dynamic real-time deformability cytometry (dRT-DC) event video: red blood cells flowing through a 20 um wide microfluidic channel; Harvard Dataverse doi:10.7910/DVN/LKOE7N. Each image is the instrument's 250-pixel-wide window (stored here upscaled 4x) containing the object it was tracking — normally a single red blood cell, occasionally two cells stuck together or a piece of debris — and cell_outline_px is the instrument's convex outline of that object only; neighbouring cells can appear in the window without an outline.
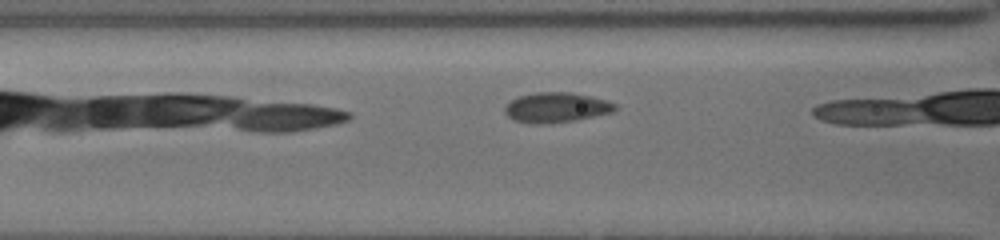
{"species": "common noctule bat (a hibernating species)", "species_latin": "Nyctalus noctula", "temperature_condition": "cold", "stored_images_in_passage": 7, "camera_frame_rate_fps": 3000, "um_per_image_px": 0.085, "animal": {"sex": "female", "body_mass_g": 19.5, "forearm_length_mm": 54.1}, "frame": {"image": 1, "passage_image": 5, "time_ms": 1.333, "image_size_px": [1000, 240], "cell_outline_px": [[616, 108], [612, 112], [576, 120], [532, 124], [516, 120], [508, 116], [504, 112], [504, 108], [512, 100], [520, 96], [532, 92], [572, 92], [592, 96], [616, 104]], "centroid_in_image_um": [47.28, 9.12], "position_along_channel_um": 119.3, "area_um2": 19.02}}